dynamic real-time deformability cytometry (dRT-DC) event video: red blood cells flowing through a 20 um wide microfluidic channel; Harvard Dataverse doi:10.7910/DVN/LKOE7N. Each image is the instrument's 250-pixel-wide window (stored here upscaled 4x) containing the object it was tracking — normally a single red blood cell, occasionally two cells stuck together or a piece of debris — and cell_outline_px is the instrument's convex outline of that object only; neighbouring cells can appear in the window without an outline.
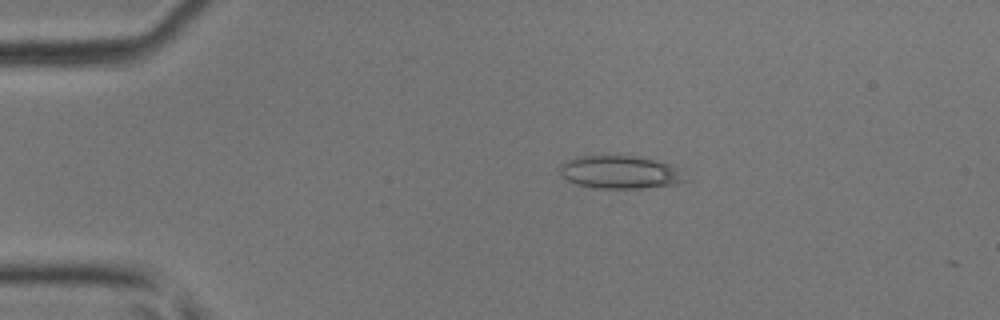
{"species": "common noctule bat (a hibernating species)", "species_latin": "Nyctalus noctula", "temperature_condition": "room temperature", "stored_images_in_passage": 40, "camera_frame_rate_fps": 3000, "um_per_image_px": 0.085, "animal": {"sex": "male", "body_mass_g": 17.9, "forearm_length_mm": 54.2}, "frame": {"image": 1, "passage_image": 2, "time_ms": 0.333, "image_size_px": [1000, 320], "cell_outline_px": [[692, 180], [676, 184], [644, 188], [596, 188], [576, 184], [568, 180], [560, 172], [560, 164], [568, 160], [580, 156], [604, 152], [616, 152], [664, 160], [676, 168]], "centroid_in_image_um": [52.76, 14.57], "position_along_channel_um": 32.2, "area_um2": 25.43}}
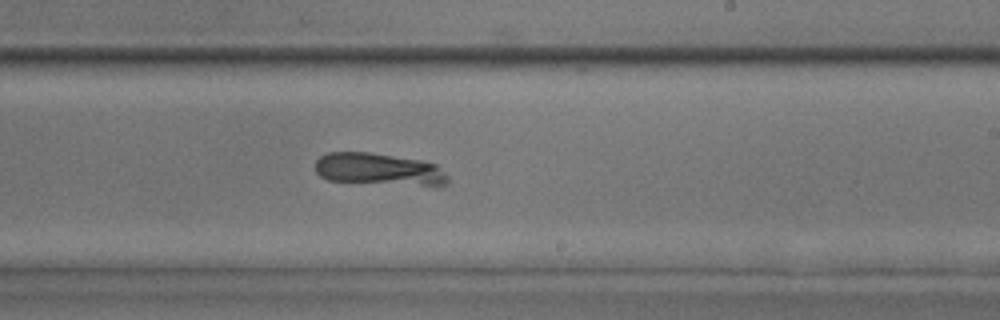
{"frame": {"image": 2, "passage_image": 21, "time_ms": 6.667, "image_size_px": [1000, 320], "cell_outline_px": [[448, 184], [420, 184], [328, 180], [320, 176], [316, 172], [316, 160], [320, 156], [328, 152], [368, 152], [420, 160], [436, 164], [448, 176]], "centroid_in_image_um": [32.15, 14.35], "position_along_channel_um": 256.9, "area_um2": 24.04}}
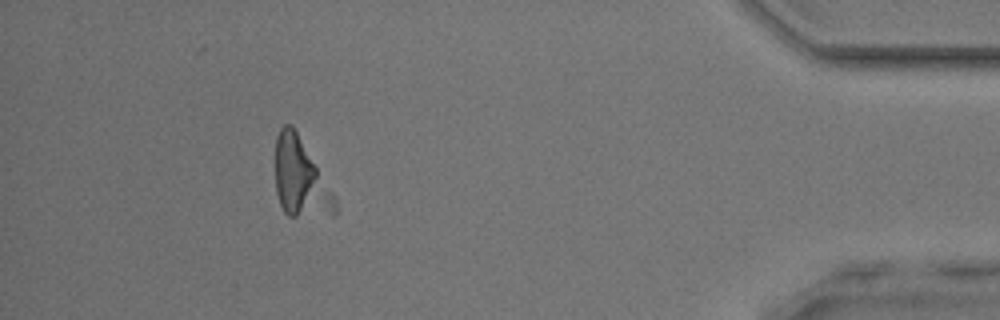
{"frame": {"image": 3, "passage_image": 35, "time_ms": 11.333, "image_size_px": [1000, 320], "cell_outline_px": [[316, 176], [296, 216], [288, 216], [284, 212], [280, 204], [276, 192], [276, 136], [280, 128], [284, 124], [292, 124], [316, 168]], "centroid_in_image_um": [24.86, 14.48], "position_along_channel_um": 410.3, "area_um2": 18.79}}